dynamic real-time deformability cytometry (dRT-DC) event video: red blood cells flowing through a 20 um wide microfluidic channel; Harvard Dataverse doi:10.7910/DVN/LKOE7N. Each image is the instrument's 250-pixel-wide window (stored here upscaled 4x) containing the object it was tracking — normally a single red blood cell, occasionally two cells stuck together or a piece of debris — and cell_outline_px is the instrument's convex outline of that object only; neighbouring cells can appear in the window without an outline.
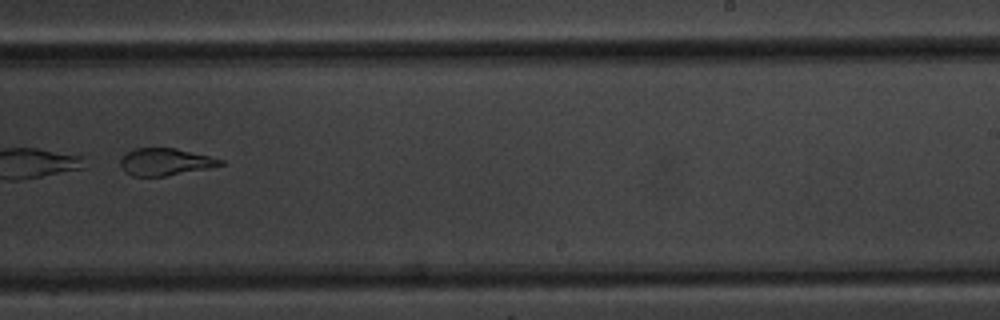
{"species": "common noctule bat (a hibernating species)", "species_latin": "Nyctalus noctula", "temperature_condition": "warm", "stored_images_in_passage": 56, "camera_frame_rate_fps": 3000, "um_per_image_px": 0.085, "animal": {"sex": "male", "body_mass_g": 20.1, "forearm_length_mm": 53.5}, "frame": {"image": 1, "passage_image": 36, "time_ms": 11.667, "image_size_px": [1000, 320], "cell_outline_px": [[224, 164], [208, 168], [164, 176], [132, 176], [120, 164], [120, 160], [128, 152], [136, 148], [176, 148], [224, 160]], "centroid_in_image_um": [14.06, 13.75], "position_along_channel_um": 274.9, "area_um2": 15.43}}
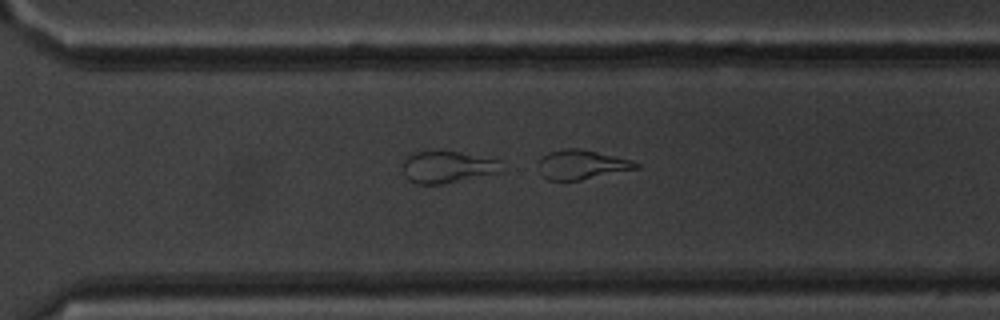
{"frame": {"image": 2, "passage_image": 40, "time_ms": 13.0, "image_size_px": [1000, 320], "cell_outline_px": [[504, 172], [444, 184], [416, 184], [408, 180], [404, 176], [404, 160], [408, 156], [416, 152], [460, 152], [500, 160]], "centroid_in_image_um": [38.09, 14.22], "position_along_channel_um": 332.5, "area_um2": 18.38}}